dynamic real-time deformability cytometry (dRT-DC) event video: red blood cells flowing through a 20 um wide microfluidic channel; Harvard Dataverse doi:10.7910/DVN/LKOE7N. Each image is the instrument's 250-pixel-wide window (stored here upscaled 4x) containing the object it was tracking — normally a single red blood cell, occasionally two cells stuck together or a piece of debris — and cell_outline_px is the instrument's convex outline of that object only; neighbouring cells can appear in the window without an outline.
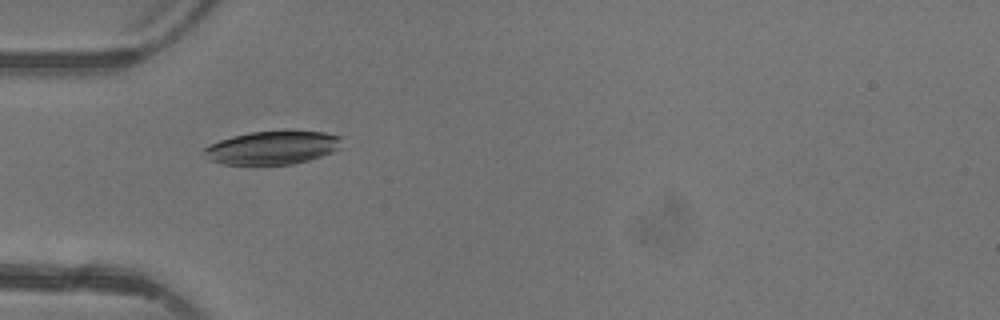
{"species": "common noctule bat (a hibernating species)", "species_latin": "Nyctalus noctula", "temperature_condition": "warm", "stored_images_in_passage": 6, "camera_frame_rate_fps": 3000, "um_per_image_px": 0.085, "animal": {"sex": "female"}, "frame": {"image": 1, "passage_image": 5, "time_ms": 4.667, "image_size_px": [1000, 320], "cell_outline_px": [[340, 148], [332, 152], [308, 160], [292, 164], [256, 168], [224, 164], [208, 160], [204, 152], [204, 148], [220, 140], [232, 136], [248, 132], [288, 128], [324, 132], [340, 136]], "centroid_in_image_um": [23.13, 12.56], "position_along_channel_um": 61.9, "area_um2": 28.26}}
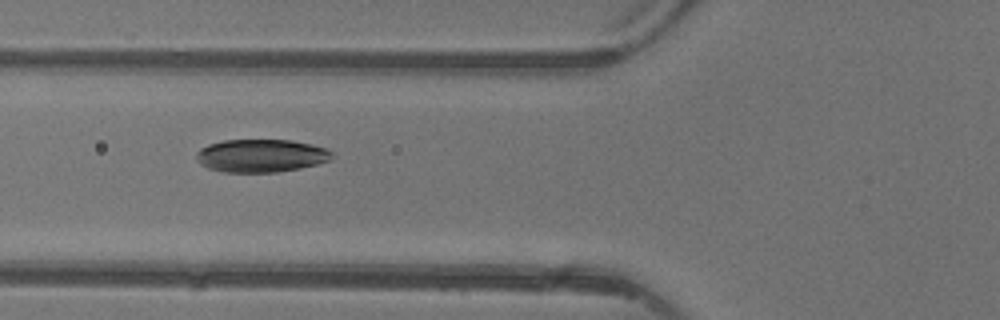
{"frame": {"image": 2, "passage_image": 6, "time_ms": 5.667, "image_size_px": [1000, 320], "cell_outline_px": [[332, 160], [320, 164], [300, 168], [276, 172], [224, 172], [208, 168], [200, 164], [196, 160], [196, 152], [200, 148], [208, 144], [224, 140], [292, 140], [312, 144], [328, 148], [332, 152]], "centroid_in_image_um": [22.21, 13.23], "position_along_channel_um": 103.6, "area_um2": 26.36}}